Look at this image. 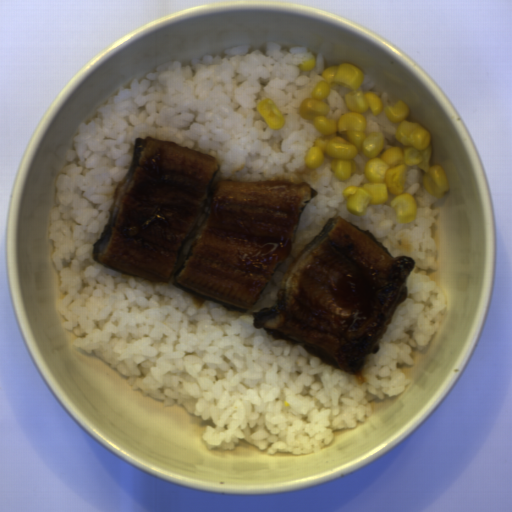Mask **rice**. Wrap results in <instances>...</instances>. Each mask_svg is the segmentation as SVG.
<instances>
[{
  "mask_svg": "<svg viewBox=\"0 0 512 512\" xmlns=\"http://www.w3.org/2000/svg\"><path fill=\"white\" fill-rule=\"evenodd\" d=\"M315 56L316 65H297ZM326 63L323 53L276 41L264 51L228 48L184 64L163 63L135 78L82 122L58 173L50 239L52 262L61 277L58 312L73 344L126 377L131 390L165 407H181L203 419V441L232 451L241 443L261 452L303 455L323 449L336 431L373 416L371 400L398 395L412 383L400 365H414L448 307L445 293L428 276L437 271L433 237L437 198L423 185L424 171L407 165L404 193L417 204L415 220L396 223L387 202L365 216L346 208L344 189L363 187L366 158L354 159L357 173L339 181L333 158L324 154L309 169L305 154L323 135L299 113ZM275 102L286 121L273 130L257 110ZM173 141L216 157L218 170L201 215L187 238L168 283L105 266L93 247L108 223L116 187L127 174L136 138ZM306 182L316 195L303 212L295 245L261 298L241 310L182 288L174 280L209 217L220 180ZM342 216L369 230L393 257H412L406 301L399 304L377 353L351 375L323 363L300 345L255 328L253 313L274 305L289 265L330 218Z\"/></svg>",
  "mask_w": 512,
  "mask_h": 512,
  "instance_id": "rice-1",
  "label": "rice"
},
{
  "mask_svg": "<svg viewBox=\"0 0 512 512\" xmlns=\"http://www.w3.org/2000/svg\"><path fill=\"white\" fill-rule=\"evenodd\" d=\"M361 114L366 119V131L364 132L366 136L372 132H381L385 135L383 151L388 150L391 146H403V143L396 137L397 128L400 123H392L385 112L374 116L371 108Z\"/></svg>",
  "mask_w": 512,
  "mask_h": 512,
  "instance_id": "rice-2",
  "label": "rice"
},
{
  "mask_svg": "<svg viewBox=\"0 0 512 512\" xmlns=\"http://www.w3.org/2000/svg\"><path fill=\"white\" fill-rule=\"evenodd\" d=\"M352 89H348L341 85H333L330 92L326 96L324 102L329 106V112L326 115L330 119H339L343 114L349 111L345 101V95L351 92Z\"/></svg>",
  "mask_w": 512,
  "mask_h": 512,
  "instance_id": "rice-3",
  "label": "rice"
},
{
  "mask_svg": "<svg viewBox=\"0 0 512 512\" xmlns=\"http://www.w3.org/2000/svg\"><path fill=\"white\" fill-rule=\"evenodd\" d=\"M376 86H377V84L374 79H372L370 76H363V83L359 86L358 89H360L364 93L365 92L377 93L383 101V109L397 105V102L390 99L388 97L387 93L379 92Z\"/></svg>",
  "mask_w": 512,
  "mask_h": 512,
  "instance_id": "rice-4",
  "label": "rice"
}]
</instances>
